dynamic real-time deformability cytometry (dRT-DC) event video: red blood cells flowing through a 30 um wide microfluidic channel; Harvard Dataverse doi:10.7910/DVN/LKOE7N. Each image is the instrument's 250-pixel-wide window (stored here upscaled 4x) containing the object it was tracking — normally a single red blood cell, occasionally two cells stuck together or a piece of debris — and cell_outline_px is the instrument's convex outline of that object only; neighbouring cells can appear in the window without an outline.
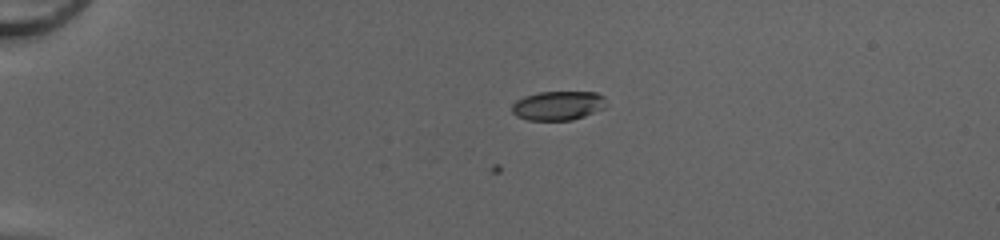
{"species": "common noctule bat (a hibernating species)", "species_latin": "Nyctalus noctula", "temperature_condition": "cold", "stored_images_in_passage": 2, "camera_frame_rate_fps": 3000, "um_per_image_px": 0.085, "animal": {"sex": "female", "body_mass_g": 20.0, "forearm_length_mm": 54.0}, "frame": {"image": 1, "passage_image": 2, "time_ms": 0.333, "image_size_px": [1000, 240], "cell_outline_px": [[608, 104], [604, 108], [584, 116], [572, 120], [528, 120], [516, 116], [512, 112], [512, 104], [516, 100], [524, 96], [540, 92], [596, 92], [604, 96]], "centroid_in_image_um": [47.44, 8.97], "position_along_channel_um": 37.6, "area_um2": 16.13}}